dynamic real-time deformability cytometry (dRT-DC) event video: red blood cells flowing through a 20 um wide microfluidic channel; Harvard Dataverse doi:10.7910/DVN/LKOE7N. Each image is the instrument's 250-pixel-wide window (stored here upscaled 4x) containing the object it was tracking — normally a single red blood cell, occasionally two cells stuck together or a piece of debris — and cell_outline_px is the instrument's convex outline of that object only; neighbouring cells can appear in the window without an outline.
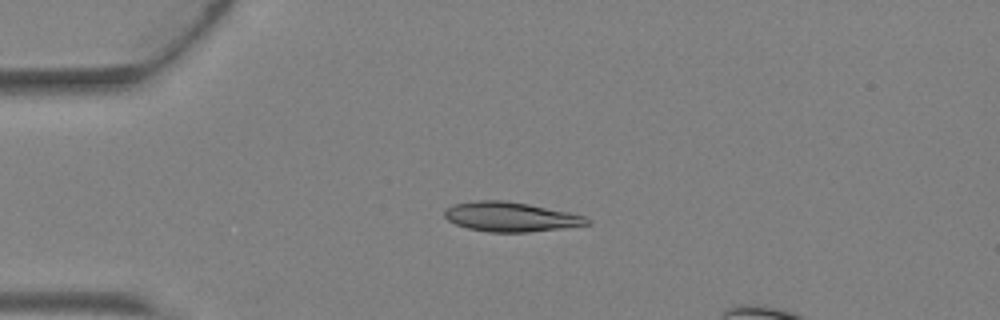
{"species": "Egyptian fruit bat (a non-hibernating species)", "species_latin": "Rousettus aegyptiacus", "temperature_condition": "warm", "stored_images_in_passage": 4, "camera_frame_rate_fps": 3000, "um_per_image_px": 0.085, "animal": {"sex": "female"}, "frame": {"image": 1, "passage_image": 3, "time_ms": 0.667, "image_size_px": [1000, 320], "cell_outline_px": [[592, 224], [528, 232], [488, 232], [468, 228], [456, 224], [448, 220], [444, 216], [444, 208], [452, 204], [476, 200], [504, 200], [528, 204], [568, 212], [584, 216], [592, 220]], "centroid_in_image_um": [43.38, 18.42], "position_along_channel_um": 41.6, "area_um2": 24.57}}